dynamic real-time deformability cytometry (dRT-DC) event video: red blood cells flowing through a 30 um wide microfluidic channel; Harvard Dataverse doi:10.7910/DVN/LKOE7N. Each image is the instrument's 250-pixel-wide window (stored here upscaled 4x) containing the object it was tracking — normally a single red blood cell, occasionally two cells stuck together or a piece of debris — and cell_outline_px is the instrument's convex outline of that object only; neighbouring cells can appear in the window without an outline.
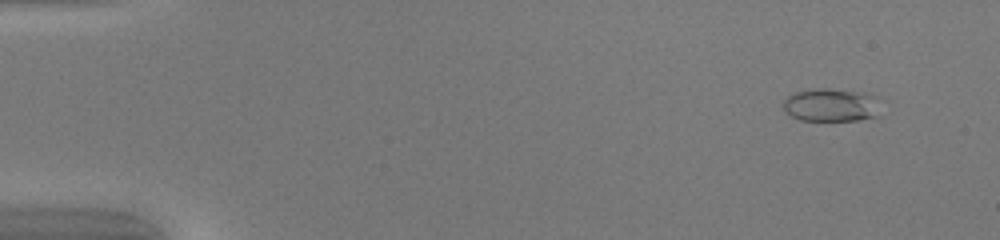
{"species": "common noctule bat (a hibernating species)", "species_latin": "Nyctalus noctula", "temperature_condition": "warm", "stored_images_in_passage": 51, "camera_frame_rate_fps": 3000, "um_per_image_px": 0.085, "animal": {"sex": "female", "body_mass_g": 20.0, "forearm_length_mm": 54.0}, "frame": {"image": 1, "passage_image": 5, "time_ms": 1.333, "image_size_px": [1000, 240], "cell_outline_px": [[880, 116], [860, 120], [800, 120], [784, 112], [784, 96], [796, 92], [812, 88], [828, 88], [864, 92], [876, 96]], "centroid_in_image_um": [70.64, 8.92], "position_along_channel_um": 14.4, "area_um2": 19.13}}
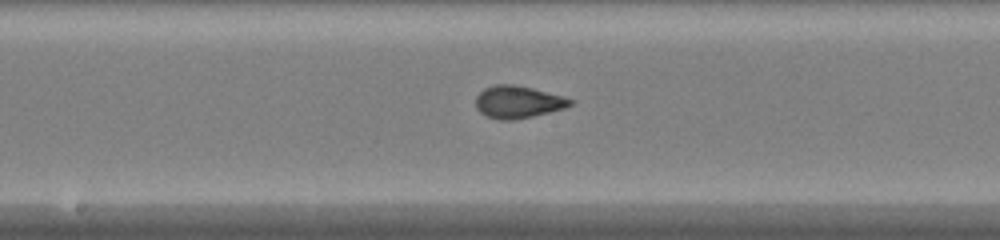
{"frame": {"image": 2, "passage_image": 28, "time_ms": 9.0, "image_size_px": [1000, 240], "cell_outline_px": [[576, 100], [572, 104], [564, 108], [532, 116], [512, 120], [500, 120], [488, 116], [480, 112], [476, 108], [476, 96], [484, 88], [496, 84], [512, 84], [532, 88], [564, 96]], "centroid_in_image_um": [44.03, 8.66], "position_along_channel_um": 204.2, "area_um2": 17.74}}
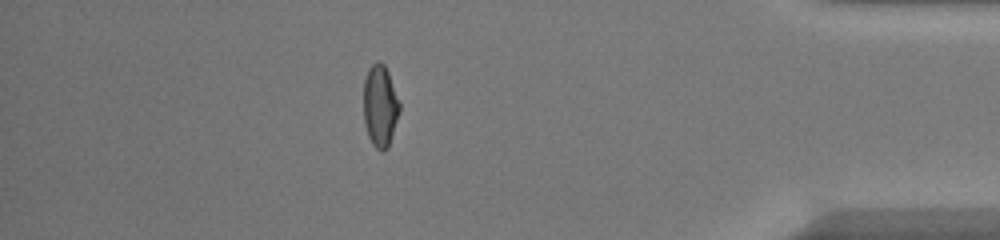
{"frame": {"image": 3, "passage_image": 45, "time_ms": 14.667, "image_size_px": [1000, 240], "cell_outline_px": [[400, 112], [388, 148], [384, 152], [380, 152], [372, 144], [368, 136], [364, 124], [364, 80], [368, 68], [376, 60], [380, 60], [384, 64], [388, 72], [400, 104]], "centroid_in_image_um": [32.3, 9.02], "position_along_channel_um": 402.9, "area_um2": 17.4}}